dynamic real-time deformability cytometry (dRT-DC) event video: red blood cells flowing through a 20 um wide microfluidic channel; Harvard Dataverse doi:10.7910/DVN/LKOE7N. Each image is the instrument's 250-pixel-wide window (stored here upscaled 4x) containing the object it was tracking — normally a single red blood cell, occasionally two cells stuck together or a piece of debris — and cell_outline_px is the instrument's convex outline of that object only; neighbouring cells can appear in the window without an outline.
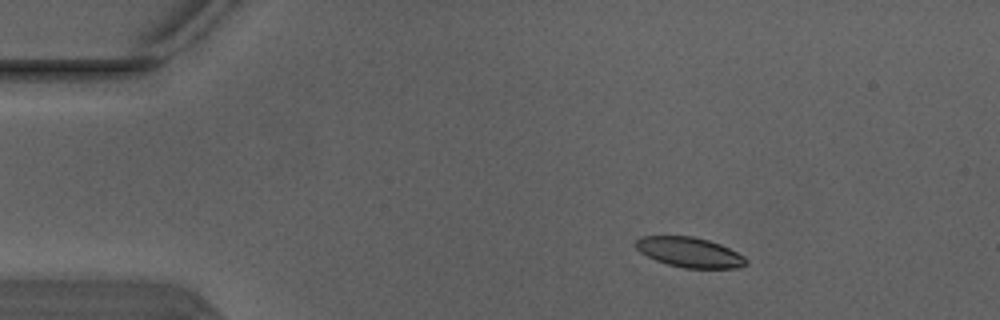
{"species": "Egyptian fruit bat (a non-hibernating species)", "species_latin": "Rousettus aegyptiacus", "temperature_condition": "warm", "stored_images_in_passage": 4, "camera_frame_rate_fps": 3000, "um_per_image_px": 0.085, "animal": {"sex": "male"}, "frame": {"image": 1, "passage_image": 2, "time_ms": 0.333, "image_size_px": [1000, 320], "cell_outline_px": [[748, 264], [740, 268], [684, 268], [668, 264], [656, 260], [640, 252], [632, 244], [640, 236], [692, 236], [708, 240], [720, 244], [744, 256], [748, 260]], "centroid_in_image_um": [58.61, 21.44], "position_along_channel_um": 26.4, "area_um2": 19.36}}
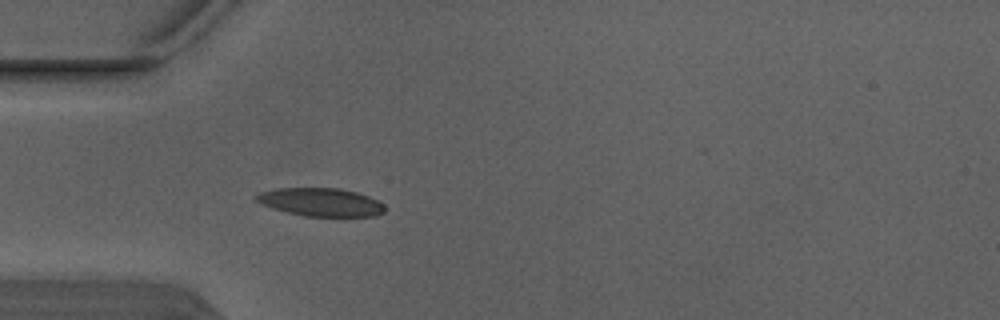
{"frame": {"image": 2, "passage_image": 4, "time_ms": 1.0, "image_size_px": [1000, 320], "cell_outline_px": [[384, 212], [376, 216], [304, 216], [272, 208], [260, 204], [252, 196], [260, 192], [276, 188], [340, 188], [356, 192], [368, 196], [384, 204]], "centroid_in_image_um": [27.23, 17.17], "position_along_channel_um": 57.8, "area_um2": 21.15}}